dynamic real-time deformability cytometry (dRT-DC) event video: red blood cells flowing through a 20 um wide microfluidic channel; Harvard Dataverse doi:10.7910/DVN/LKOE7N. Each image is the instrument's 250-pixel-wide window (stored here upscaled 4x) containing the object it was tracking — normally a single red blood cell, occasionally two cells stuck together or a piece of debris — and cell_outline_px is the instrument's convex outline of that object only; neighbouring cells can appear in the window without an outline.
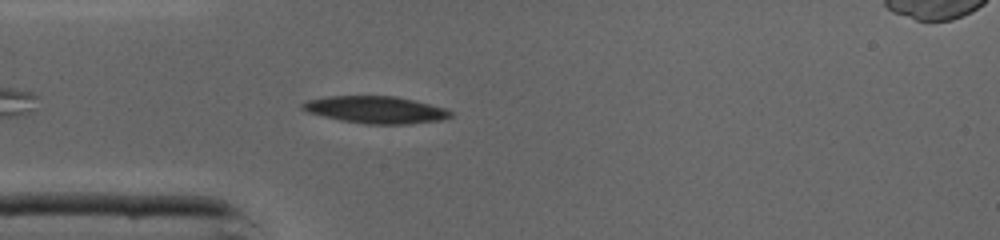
{"species": "common noctule bat (a hibernating species)", "species_latin": "Nyctalus noctula", "temperature_condition": "cold", "stored_images_in_passage": 36, "camera_frame_rate_fps": 3000, "um_per_image_px": 0.085, "animal": {"sex": "male", "body_mass_g": 19.0, "forearm_length_mm": 50.8}, "frame": {"image": 1, "passage_image": 4, "time_ms": 1.0, "image_size_px": [1000, 240], "cell_outline_px": [[452, 116], [440, 120], [408, 124], [368, 124], [340, 120], [308, 112], [300, 108], [300, 104], [308, 100], [332, 96], [396, 96], [444, 108], [452, 112]], "centroid_in_image_um": [31.92, 9.33], "position_along_channel_um": 53.1, "area_um2": 23.12}}
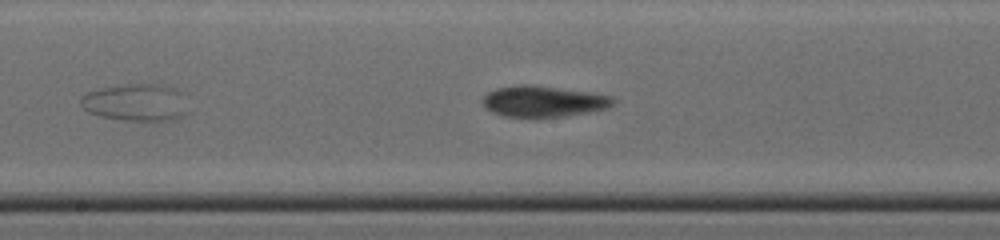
{"frame": {"image": 2, "passage_image": 15, "time_ms": 4.667, "image_size_px": [1000, 240], "cell_outline_px": [[616, 100], [608, 108], [560, 116], [504, 116], [492, 112], [484, 104], [484, 96], [488, 92], [496, 88], [552, 88], [588, 92], [608, 96]], "centroid_in_image_um": [46.21, 8.66], "position_along_channel_um": 202.0, "area_um2": 21.73}}
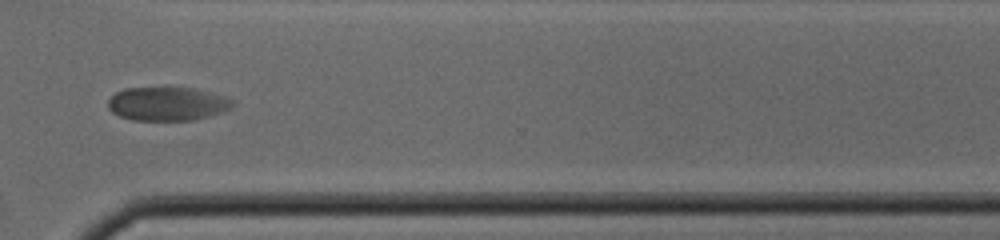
{"frame": {"image": 3, "passage_image": 26, "time_ms": 8.333, "image_size_px": [1000, 240], "cell_outline_px": [[232, 104], [228, 108], [220, 112], [192, 120], [132, 120], [120, 116], [112, 112], [108, 108], [108, 100], [116, 92], [124, 88], [192, 88], [220, 96], [232, 100]], "centroid_in_image_um": [14.12, 8.83], "position_along_channel_um": 356.5, "area_um2": 23.81}}